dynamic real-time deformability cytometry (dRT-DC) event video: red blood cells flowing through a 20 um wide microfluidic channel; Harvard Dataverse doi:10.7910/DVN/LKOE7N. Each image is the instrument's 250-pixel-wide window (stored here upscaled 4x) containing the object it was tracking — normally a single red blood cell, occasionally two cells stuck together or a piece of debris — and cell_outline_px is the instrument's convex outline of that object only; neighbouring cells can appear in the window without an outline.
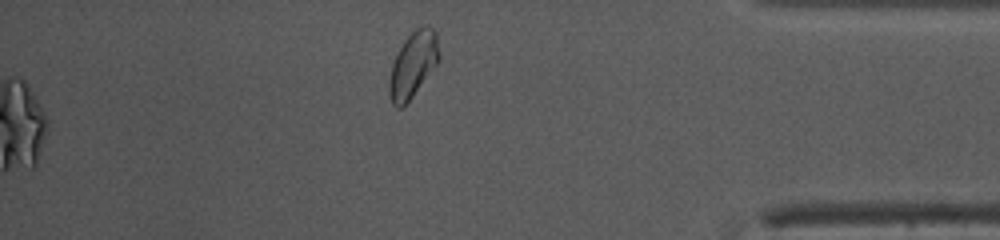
{"species": "common noctule bat (a hibernating species)", "species_latin": "Nyctalus noctula", "temperature_condition": "warm", "stored_images_in_passage": 47, "camera_frame_rate_fps": 3000, "um_per_image_px": 0.085, "animal": {"sex": "female", "body_mass_g": 10.0, "forearm_length_mm": 53.1}, "frame": {"image": 1, "passage_image": 47, "time_ms": 15.333, "image_size_px": [1000, 240], "cell_outline_px": [[440, 60], [412, 96], [400, 108], [396, 108], [392, 104], [388, 92], [388, 80], [392, 64], [404, 40], [416, 28], [424, 24], [428, 24], [436, 32], [440, 56]], "centroid_in_image_um": [35.11, 5.47], "position_along_channel_um": 400.1, "area_um2": 19.02}}